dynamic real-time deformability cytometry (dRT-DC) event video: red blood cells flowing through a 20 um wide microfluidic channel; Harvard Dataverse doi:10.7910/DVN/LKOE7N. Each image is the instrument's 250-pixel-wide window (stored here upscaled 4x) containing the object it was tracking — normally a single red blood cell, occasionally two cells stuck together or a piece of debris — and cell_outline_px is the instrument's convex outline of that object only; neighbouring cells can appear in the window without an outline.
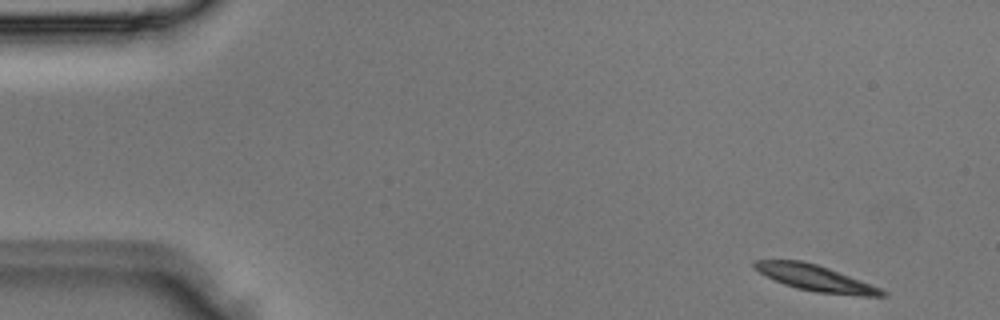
{"species": "Egyptian fruit bat (a non-hibernating species)", "species_latin": "Rousettus aegyptiacus", "temperature_condition": "room temperature", "stored_images_in_passage": 3, "camera_frame_rate_fps": 3000, "um_per_image_px": 0.085, "animal": {"sex": "male"}, "frame": {"image": 1, "passage_image": 1, "time_ms": 0.0, "image_size_px": [1000, 320], "cell_outline_px": [[888, 296], [860, 296], [816, 292], [796, 288], [784, 284], [760, 272], [752, 264], [752, 260], [804, 260], [828, 268], [860, 280], [880, 288], [888, 292]], "centroid_in_image_um": [69.34, 23.64], "position_along_channel_um": 15.7, "area_um2": 19.13}}